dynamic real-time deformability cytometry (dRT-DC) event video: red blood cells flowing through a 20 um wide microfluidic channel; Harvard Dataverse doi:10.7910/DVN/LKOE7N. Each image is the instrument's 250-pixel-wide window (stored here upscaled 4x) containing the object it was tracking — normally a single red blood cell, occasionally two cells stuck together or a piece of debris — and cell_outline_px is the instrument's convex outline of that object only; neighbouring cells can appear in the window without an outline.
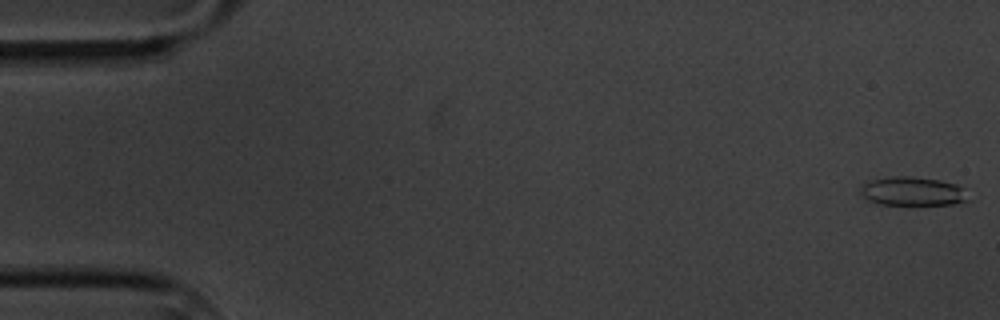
{"species": "common noctule bat (a hibernating species)", "species_latin": "Nyctalus noctula", "temperature_condition": "cold", "stored_images_in_passage": 7, "camera_frame_rate_fps": 3000, "um_per_image_px": 0.085, "animal": {"sex": "male", "body_mass_g": 20.1, "forearm_length_mm": 53.5}, "frame": {"image": 1, "passage_image": 1, "time_ms": 0.0, "image_size_px": [1000, 320], "cell_outline_px": [[968, 200], [952, 204], [880, 204], [868, 200], [860, 192], [860, 188], [864, 184], [872, 180], [892, 176], [912, 176], [940, 180], [956, 184], [960, 188]], "centroid_in_image_um": [77.52, 16.25], "position_along_channel_um": 7.5, "area_um2": 17.63}}
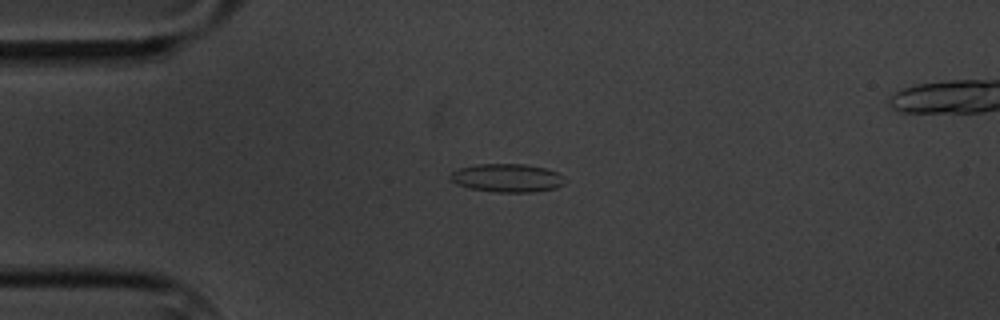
{"frame": {"image": 2, "passage_image": 4, "time_ms": 4.333, "image_size_px": [1000, 320], "cell_outline_px": [[568, 180], [564, 184], [556, 188], [536, 192], [496, 192], [472, 188], [456, 184], [448, 176], [452, 172], [460, 168], [476, 164], [524, 164], [548, 168], [564, 176]], "centroid_in_image_um": [43.17, 15.12], "position_along_channel_um": 41.8, "area_um2": 19.07}}
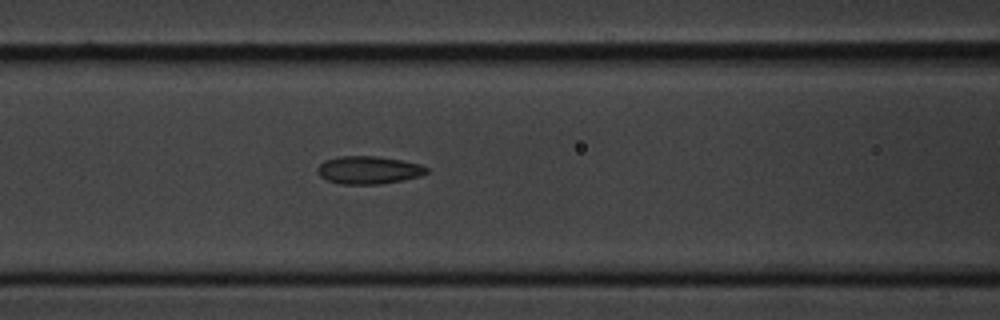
{"frame": {"image": 3, "passage_image": 7, "time_ms": 7.667, "image_size_px": [1000, 320], "cell_outline_px": [[428, 172], [420, 176], [404, 180], [380, 184], [340, 184], [328, 180], [320, 176], [316, 172], [316, 168], [324, 160], [340, 156], [376, 156], [400, 160], [420, 164], [428, 168]], "centroid_in_image_um": [31.31, 14.45], "position_along_channel_um": 135.3, "area_um2": 17.74}}